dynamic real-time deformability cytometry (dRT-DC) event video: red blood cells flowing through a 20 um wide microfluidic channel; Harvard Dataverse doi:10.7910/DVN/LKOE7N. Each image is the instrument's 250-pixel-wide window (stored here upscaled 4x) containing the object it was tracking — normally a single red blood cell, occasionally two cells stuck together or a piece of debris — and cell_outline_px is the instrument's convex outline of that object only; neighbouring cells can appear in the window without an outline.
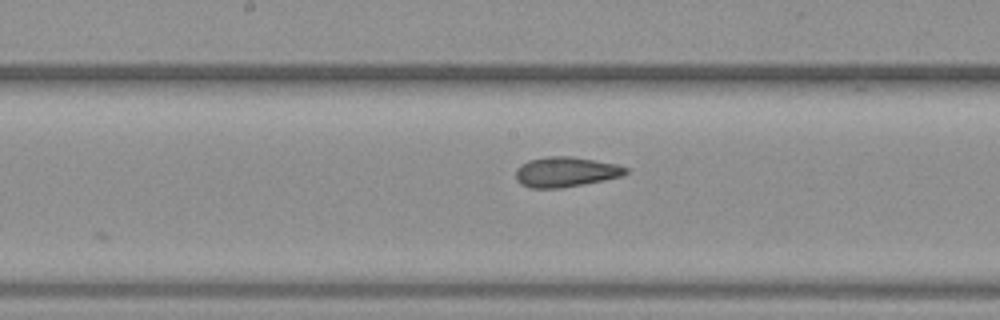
{"species": "common noctule bat (a hibernating species)", "species_latin": "Nyctalus noctula", "temperature_condition": "warm", "stored_images_in_passage": 8, "camera_frame_rate_fps": 3000, "um_per_image_px": 0.085, "animal": {"sex": "female", "body_mass_g": 19.3, "forearm_length_mm": 54.1}, "frame": {"image": 1, "passage_image": 8, "time_ms": 8.333, "image_size_px": [1000, 320], "cell_outline_px": [[628, 172], [620, 176], [604, 180], [584, 184], [560, 188], [532, 188], [520, 184], [516, 180], [516, 168], [520, 164], [528, 160], [548, 156], [572, 156], [616, 164], [628, 168]], "centroid_in_image_um": [48.05, 14.61], "position_along_channel_um": 200.2, "area_um2": 19.31}}